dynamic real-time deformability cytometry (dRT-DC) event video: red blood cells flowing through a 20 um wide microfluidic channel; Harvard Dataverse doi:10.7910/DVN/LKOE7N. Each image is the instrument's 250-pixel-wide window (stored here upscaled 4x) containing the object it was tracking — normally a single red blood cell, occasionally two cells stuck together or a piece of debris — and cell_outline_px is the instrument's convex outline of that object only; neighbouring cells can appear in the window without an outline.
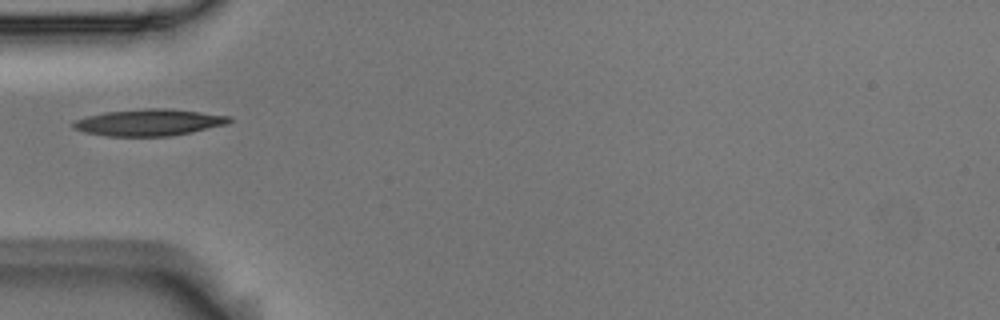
{"species": "Egyptian fruit bat (a non-hibernating species)", "species_latin": "Rousettus aegyptiacus", "temperature_condition": "room temperature", "stored_images_in_passage": 6, "camera_frame_rate_fps": 3000, "um_per_image_px": 0.085, "animal": {"sex": "male"}, "frame": {"image": 1, "passage_image": 1, "time_ms": 0.0, "image_size_px": [1000, 320], "cell_outline_px": [[232, 120], [228, 124], [192, 132], [172, 136], [108, 136], [84, 132], [72, 128], [72, 120], [104, 112], [144, 108], [168, 108], [232, 116]], "centroid_in_image_um": [12.66, 10.4], "position_along_channel_um": 72.3, "area_um2": 24.45}}
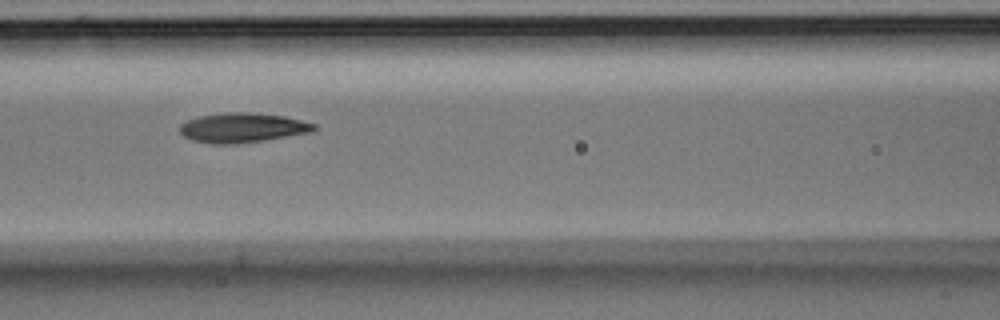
{"frame": {"image": 2, "passage_image": 3, "time_ms": 0.667, "image_size_px": [1000, 320], "cell_outline_px": [[316, 128], [312, 132], [264, 140], [236, 144], [212, 144], [192, 140], [184, 136], [180, 132], [180, 124], [188, 120], [200, 116], [224, 112], [248, 112], [284, 116], [316, 124]], "centroid_in_image_um": [20.6, 10.86], "position_along_channel_um": 146.0, "area_um2": 23.12}}
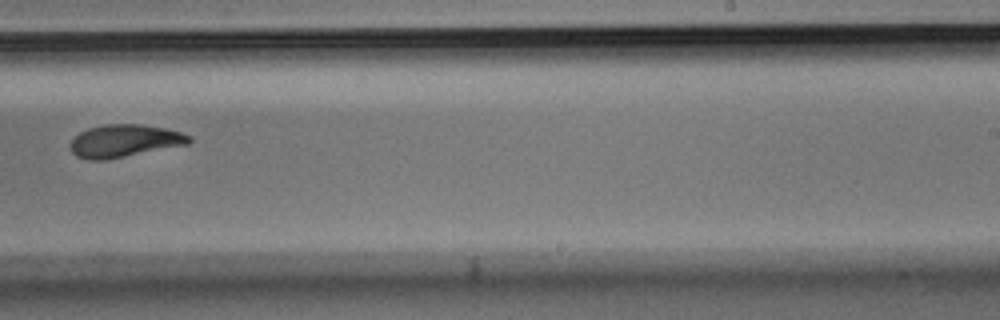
{"frame": {"image": 3, "passage_image": 6, "time_ms": 1.667, "image_size_px": [1000, 320], "cell_outline_px": [[192, 140], [188, 144], [104, 160], [88, 160], [76, 156], [72, 152], [68, 144], [80, 132], [88, 128], [104, 124], [140, 124], [164, 128], [180, 132], [192, 136]], "centroid_in_image_um": [10.55, 11.97], "position_along_channel_um": 278.4, "area_um2": 22.48}}